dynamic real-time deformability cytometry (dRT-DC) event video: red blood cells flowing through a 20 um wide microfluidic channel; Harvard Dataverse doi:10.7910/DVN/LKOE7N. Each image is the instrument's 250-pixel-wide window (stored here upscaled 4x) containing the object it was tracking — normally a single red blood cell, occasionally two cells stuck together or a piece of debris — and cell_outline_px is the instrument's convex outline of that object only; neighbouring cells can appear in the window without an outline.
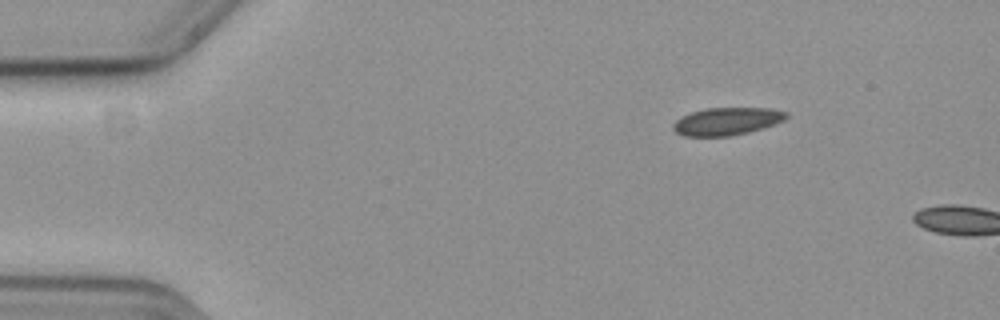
{"species": "common noctule bat (a hibernating species)", "species_latin": "Nyctalus noctula", "temperature_condition": "cold", "stored_images_in_passage": 4, "camera_frame_rate_fps": 3000, "um_per_image_px": 0.085, "animal": {"sex": "female", "body_mass_g": 19.3, "forearm_length_mm": 54.1}, "frame": {"image": 1, "passage_image": 1, "time_ms": 0.0, "image_size_px": [1000, 320], "cell_outline_px": [[788, 116], [784, 120], [764, 128], [748, 132], [728, 136], [684, 136], [676, 132], [672, 128], [672, 124], [676, 120], [692, 112], [708, 108], [768, 108], [788, 112]], "centroid_in_image_um": [61.79, 10.31], "position_along_channel_um": 23.2, "area_um2": 18.09}}